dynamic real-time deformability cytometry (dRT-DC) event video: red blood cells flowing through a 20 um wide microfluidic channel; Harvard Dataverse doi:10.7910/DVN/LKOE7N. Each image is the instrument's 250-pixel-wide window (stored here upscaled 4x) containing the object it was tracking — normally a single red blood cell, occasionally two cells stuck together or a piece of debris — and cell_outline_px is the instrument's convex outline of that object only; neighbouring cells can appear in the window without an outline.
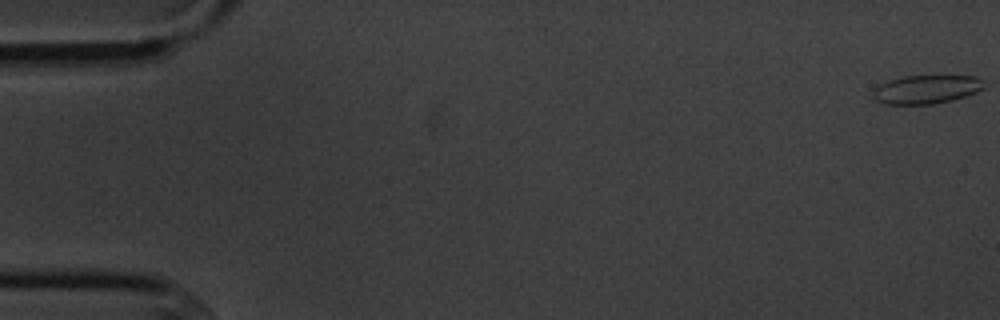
{"species": "common noctule bat (a hibernating species)", "species_latin": "Nyctalus noctula", "temperature_condition": "cold", "stored_images_in_passage": 5, "camera_frame_rate_fps": 3000, "um_per_image_px": 0.085, "animal": {"sex": "male", "body_mass_g": 20.1, "forearm_length_mm": 53.5}, "frame": {"image": 1, "passage_image": 1, "time_ms": 0.0, "image_size_px": [1000, 320], "cell_outline_px": [[984, 88], [976, 92], [952, 100], [932, 104], [884, 104], [876, 100], [872, 96], [872, 88], [888, 80], [904, 76], [976, 76], [984, 80]], "centroid_in_image_um": [78.71, 7.59], "position_along_channel_um": 6.3, "area_um2": 18.61}}